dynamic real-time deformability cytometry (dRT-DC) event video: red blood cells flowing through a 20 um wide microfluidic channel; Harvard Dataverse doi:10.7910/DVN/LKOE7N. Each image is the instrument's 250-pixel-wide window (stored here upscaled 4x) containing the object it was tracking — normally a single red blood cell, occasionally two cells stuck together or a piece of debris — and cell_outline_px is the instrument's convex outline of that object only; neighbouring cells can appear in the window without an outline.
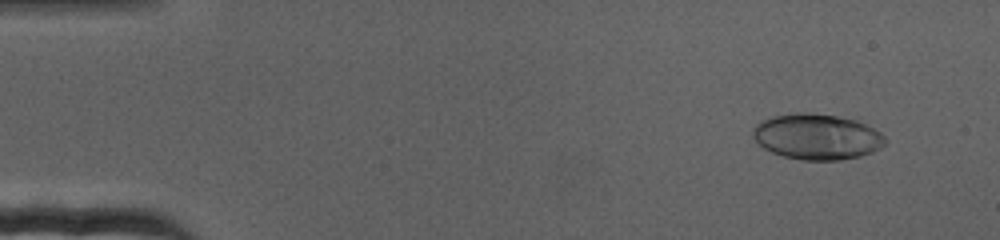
{"species": "human", "species_latin": "Homo sapiens", "temperature_condition": "cold", "stored_images_in_passage": 73, "camera_frame_rate_fps": 3000, "um_per_image_px": 0.085, "donor": {"sex": "female"}, "frame": {"image": 1, "passage_image": 6, "time_ms": 1.667, "image_size_px": [1000, 240], "cell_outline_px": [[888, 140], [880, 148], [872, 152], [860, 156], [840, 160], [800, 160], [784, 156], [772, 152], [764, 148], [752, 136], [752, 132], [756, 124], [772, 116], [796, 112], [808, 112], [836, 116], [856, 120], [880, 132]], "centroid_in_image_um": [69.44, 11.62], "position_along_channel_um": 15.6, "area_um2": 35.14}}
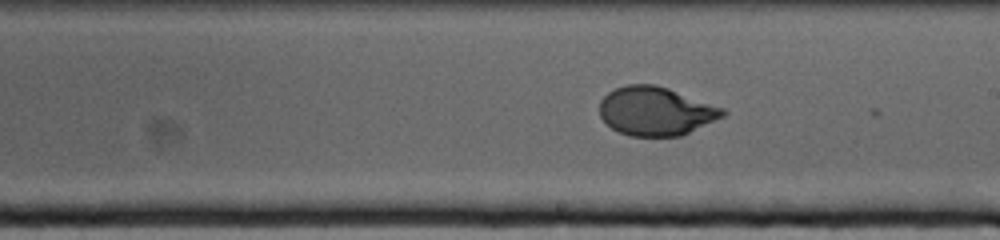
{"frame": {"image": 2, "passage_image": 42, "time_ms": 13.667, "image_size_px": [1000, 240], "cell_outline_px": [[728, 112], [724, 116], [680, 136], [628, 136], [612, 128], [600, 116], [600, 100], [608, 92], [616, 88], [628, 84], [656, 84], [668, 88], [724, 108]], "centroid_in_image_um": [55.74, 9.44], "position_along_channel_um": 233.3, "area_um2": 34.8}}
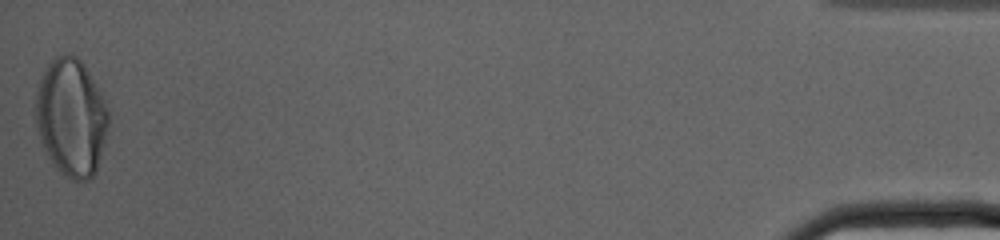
{"frame": {"image": 3, "passage_image": 73, "time_ms": 24.0, "image_size_px": [1000, 240], "cell_outline_px": [[108, 128], [96, 172], [88, 180], [72, 180], [64, 176], [52, 164], [40, 140], [36, 124], [36, 92], [44, 68], [56, 56], [76, 56], [84, 64], [100, 88], [104, 96], [108, 108]], "centroid_in_image_um": [6.07, 9.99], "position_along_channel_um": 429.1, "area_um2": 50.05}}